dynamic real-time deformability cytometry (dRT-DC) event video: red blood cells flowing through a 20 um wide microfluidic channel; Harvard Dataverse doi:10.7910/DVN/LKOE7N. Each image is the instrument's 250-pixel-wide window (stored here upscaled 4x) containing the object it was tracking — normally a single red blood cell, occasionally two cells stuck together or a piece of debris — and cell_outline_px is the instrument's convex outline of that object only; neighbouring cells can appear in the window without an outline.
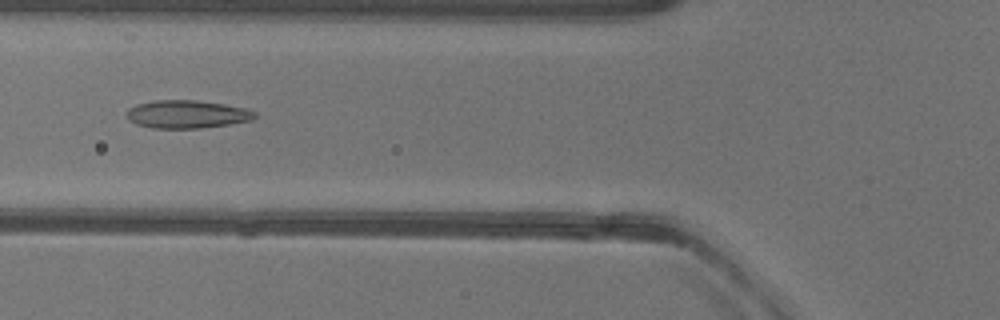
{"species": "common noctule bat (a hibernating species)", "species_latin": "Nyctalus noctula", "temperature_condition": "warm", "stored_images_in_passage": 51, "camera_frame_rate_fps": 3000, "um_per_image_px": 0.085, "animal": {"sex": "female"}, "frame": {"image": 1, "passage_image": 19, "time_ms": 6.0, "image_size_px": [1000, 320], "cell_outline_px": [[256, 116], [252, 120], [228, 124], [200, 128], [152, 128], [136, 124], [128, 120], [124, 116], [124, 112], [128, 108], [136, 104], [156, 100], [196, 100], [224, 104], [244, 108], [256, 112]], "centroid_in_image_um": [15.82, 9.71], "position_along_channel_um": 110.0, "area_um2": 21.04}}
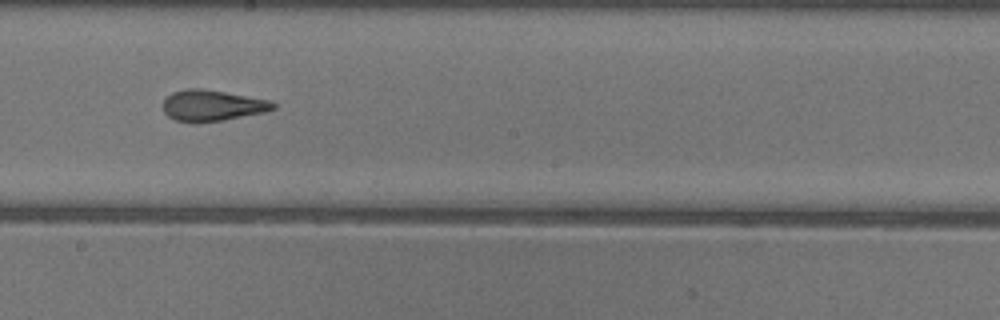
{"frame": {"image": 2, "passage_image": 28, "time_ms": 9.0, "image_size_px": [1000, 320], "cell_outline_px": [[276, 108], [264, 112], [220, 120], [196, 124], [176, 120], [168, 116], [164, 112], [164, 100], [172, 92], [188, 88], [200, 88], [272, 100], [276, 104]], "centroid_in_image_um": [18.04, 8.97], "position_along_channel_um": 230.2, "area_um2": 19.88}}
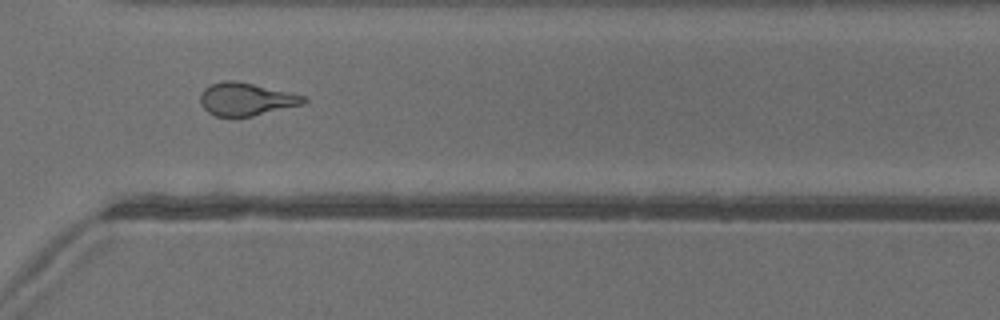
{"frame": {"image": 3, "passage_image": 37, "time_ms": 12.0, "image_size_px": [1000, 320], "cell_outline_px": [[308, 100], [304, 104], [252, 116], [216, 116], [208, 112], [200, 104], [200, 92], [204, 88], [212, 84], [224, 80], [236, 80], [288, 92], [304, 96]], "centroid_in_image_um": [20.89, 8.42], "position_along_channel_um": 349.7, "area_um2": 19.65}, "authors_computed_cell_mechanics": {"area_um2": 20.5768, "velocity_mm_per_s": 3.9995, "shape_relaxation_time_tau1_ms": 4.951, "shape_relaxation_time_tau2_ms": 1.5404, "deformation_change_tau1": 0.1894, "deformation_change_tau2": 0.1123}}